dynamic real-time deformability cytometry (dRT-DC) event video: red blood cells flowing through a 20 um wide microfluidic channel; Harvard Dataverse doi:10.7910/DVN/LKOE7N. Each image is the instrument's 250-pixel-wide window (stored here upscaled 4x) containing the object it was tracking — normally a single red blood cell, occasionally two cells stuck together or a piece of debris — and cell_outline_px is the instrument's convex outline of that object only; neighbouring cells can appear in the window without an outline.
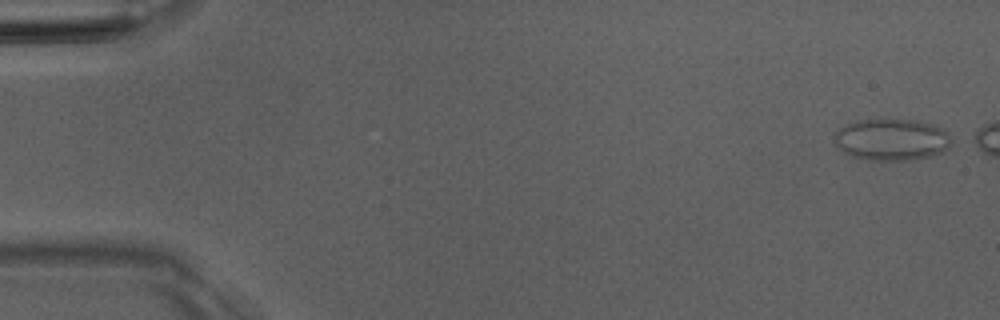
{"species": "Egyptian fruit bat (a non-hibernating species)", "species_latin": "Rousettus aegyptiacus", "temperature_condition": "room temperature", "stored_images_in_passage": 4, "camera_frame_rate_fps": 3000, "um_per_image_px": 0.085, "animal": {"sex": "male"}, "frame": {"image": 1, "passage_image": 1, "time_ms": 0.0, "image_size_px": [1000, 320], "cell_outline_px": [[952, 144], [944, 152], [932, 156], [912, 160], [868, 160], [852, 156], [836, 148], [832, 144], [836, 132], [840, 128], [848, 124], [860, 120], [920, 120], [932, 124], [948, 132], [952, 140]], "centroid_in_image_um": [75.81, 11.88], "position_along_channel_um": 9.2, "area_um2": 28.73}}